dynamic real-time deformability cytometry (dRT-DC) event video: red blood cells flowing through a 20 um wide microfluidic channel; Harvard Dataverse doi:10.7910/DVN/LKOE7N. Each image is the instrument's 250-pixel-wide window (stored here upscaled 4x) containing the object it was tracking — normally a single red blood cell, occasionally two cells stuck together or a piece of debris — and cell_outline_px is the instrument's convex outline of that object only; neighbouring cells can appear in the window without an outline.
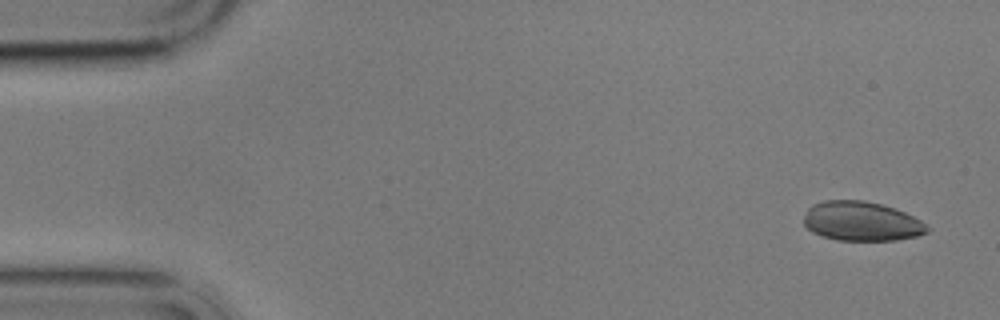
{"species": "common noctule bat (a hibernating species)", "species_latin": "Nyctalus noctula", "temperature_condition": "cold", "stored_images_in_passage": 6, "camera_frame_rate_fps": 3000, "um_per_image_px": 0.085, "animal": {"sex": "male", "body_mass_g": 17.9}, "frame": {"image": 1, "passage_image": 1, "time_ms": 0.0, "image_size_px": [1000, 320], "cell_outline_px": [[932, 228], [928, 232], [916, 236], [896, 240], [836, 240], [820, 236], [812, 232], [804, 224], [804, 216], [808, 208], [812, 204], [824, 200], [864, 200], [896, 208], [928, 224]], "centroid_in_image_um": [73.24, 18.81], "position_along_channel_um": 11.8, "area_um2": 28.55}}
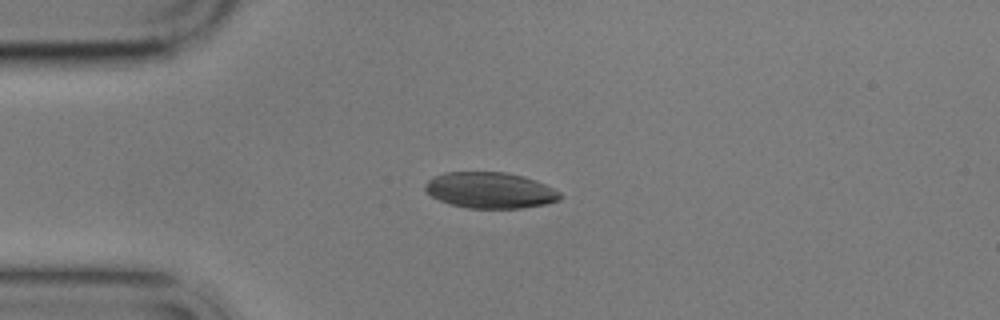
{"frame": {"image": 2, "passage_image": 4, "time_ms": 3.667, "image_size_px": [1000, 320], "cell_outline_px": [[564, 196], [560, 200], [544, 204], [520, 208], [468, 208], [452, 204], [440, 200], [424, 192], [424, 184], [432, 176], [444, 172], [504, 172], [524, 176], [536, 180], [560, 192]], "centroid_in_image_um": [41.64, 16.16], "position_along_channel_um": 43.4, "area_um2": 28.44}}
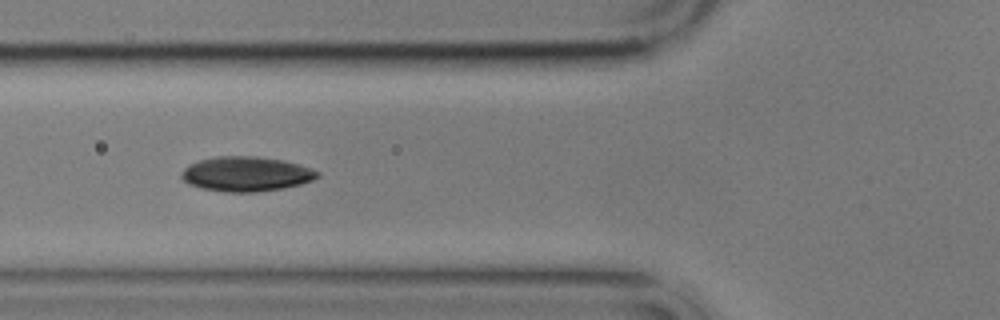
{"frame": {"image": 3, "passage_image": 6, "time_ms": 6.0, "image_size_px": [1000, 320], "cell_outline_px": [[320, 176], [312, 180], [300, 184], [284, 188], [256, 192], [224, 192], [200, 188], [188, 184], [180, 176], [180, 172], [188, 164], [200, 160], [216, 156], [256, 156], [284, 160], [312, 168], [320, 172]], "centroid_in_image_um": [20.91, 14.79], "position_along_channel_um": 104.9, "area_um2": 27.8}}